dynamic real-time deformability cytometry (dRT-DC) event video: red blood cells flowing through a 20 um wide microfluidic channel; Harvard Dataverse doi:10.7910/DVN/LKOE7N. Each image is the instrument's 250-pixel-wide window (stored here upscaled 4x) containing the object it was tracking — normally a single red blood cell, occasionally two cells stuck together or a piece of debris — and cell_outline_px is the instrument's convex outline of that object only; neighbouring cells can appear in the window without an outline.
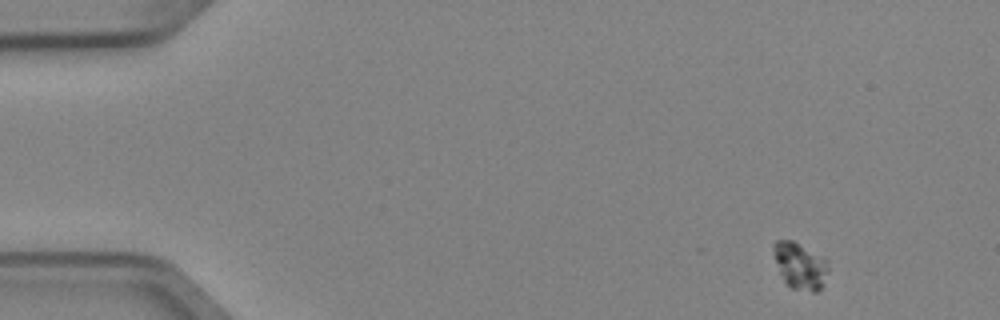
{"species": "Egyptian fruit bat (a non-hibernating species)", "species_latin": "Rousettus aegyptiacus", "temperature_condition": "cold", "stored_images_in_passage": 5, "camera_frame_rate_fps": 3000, "um_per_image_px": 0.085, "animal": {"sex": "female"}, "frame": {"image": 1, "passage_image": 1, "time_ms": 0.0, "image_size_px": [1000, 320], "cell_outline_px": [[828, 272], [820, 288], [816, 292], [812, 292], [792, 288], [784, 280], [780, 272], [772, 248], [772, 244], [776, 240], [792, 240], [824, 256], [828, 260]], "centroid_in_image_um": [68.03, 22.56], "position_along_channel_um": 17.0, "area_um2": 14.8}}